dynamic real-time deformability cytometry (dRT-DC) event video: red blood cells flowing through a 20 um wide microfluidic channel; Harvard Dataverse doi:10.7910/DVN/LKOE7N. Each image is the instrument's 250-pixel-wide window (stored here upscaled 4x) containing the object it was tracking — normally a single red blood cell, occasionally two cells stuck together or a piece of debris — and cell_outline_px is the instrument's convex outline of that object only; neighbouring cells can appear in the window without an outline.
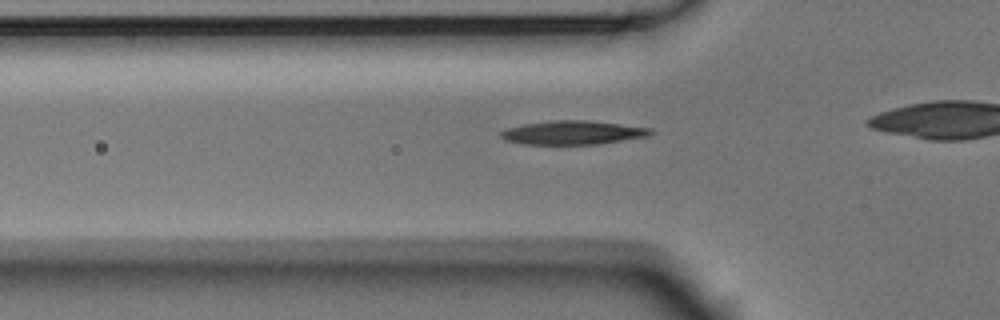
{"species": "Egyptian fruit bat (a non-hibernating species)", "species_latin": "Rousettus aegyptiacus", "temperature_condition": "room temperature", "stored_images_in_passage": 37, "camera_frame_rate_fps": 3000, "um_per_image_px": 0.085, "animal": {"sex": "male"}, "frame": {"image": 1, "passage_image": 11, "time_ms": 3.333, "image_size_px": [1000, 320], "cell_outline_px": [[656, 132], [648, 136], [596, 144], [524, 144], [504, 140], [500, 136], [500, 132], [504, 128], [524, 124], [552, 120], [588, 120], [652, 128]], "centroid_in_image_um": [48.67, 11.26], "position_along_channel_um": 77.1, "area_um2": 20.81}}
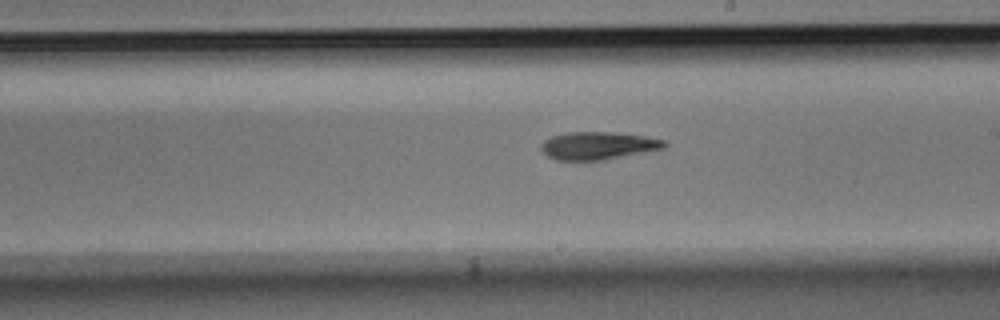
{"frame": {"image": 2, "passage_image": 24, "time_ms": 7.667, "image_size_px": [1000, 320], "cell_outline_px": [[668, 144], [664, 148], [604, 160], [556, 160], [548, 156], [540, 148], [540, 144], [544, 140], [552, 136], [568, 132], [612, 132], [644, 136], [668, 140]], "centroid_in_image_um": [50.85, 12.37], "position_along_channel_um": 238.2, "area_um2": 19.94}}
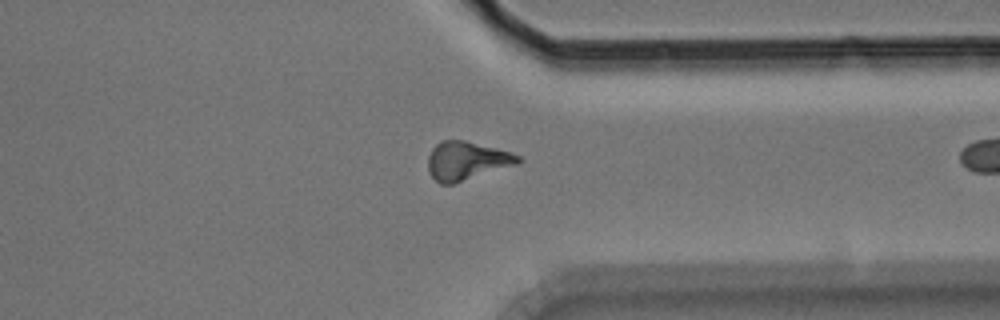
{"frame": {"image": 3, "passage_image": 35, "time_ms": 11.333, "image_size_px": [1000, 320], "cell_outline_px": [[520, 160], [516, 164], [452, 184], [440, 184], [428, 172], [428, 156], [432, 148], [440, 140], [464, 140], [512, 152], [520, 156]], "centroid_in_image_um": [39.62, 13.65], "position_along_channel_um": 371.8, "area_um2": 20.0}}